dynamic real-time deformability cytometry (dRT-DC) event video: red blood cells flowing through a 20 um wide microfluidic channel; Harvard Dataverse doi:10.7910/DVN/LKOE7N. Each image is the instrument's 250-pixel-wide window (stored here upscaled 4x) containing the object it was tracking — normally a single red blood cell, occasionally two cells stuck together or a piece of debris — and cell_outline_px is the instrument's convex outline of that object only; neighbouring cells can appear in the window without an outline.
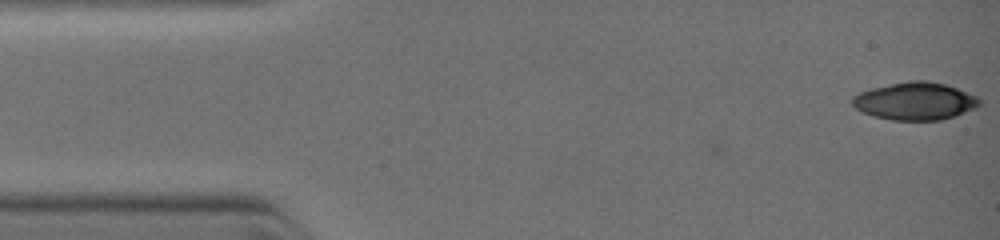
{"species": "common noctule bat (a hibernating species)", "species_latin": "Nyctalus noctula", "temperature_condition": "warm", "stored_images_in_passage": 13, "camera_frame_rate_fps": 3000, "um_per_image_px": 0.085, "animal": {"sex": "female", "body_mass_g": 19.0, "forearm_length_mm": 51.5}, "frame": {"image": 1, "passage_image": 1, "time_ms": 0.0, "image_size_px": [1000, 240], "cell_outline_px": [[980, 104], [976, 108], [956, 116], [940, 120], [892, 120], [872, 116], [856, 108], [852, 104], [852, 96], [860, 92], [872, 88], [908, 80], [928, 80], [944, 84], [956, 88], [976, 96], [980, 100]], "centroid_in_image_um": [77.78, 8.6], "position_along_channel_um": 7.2, "area_um2": 27.86}}
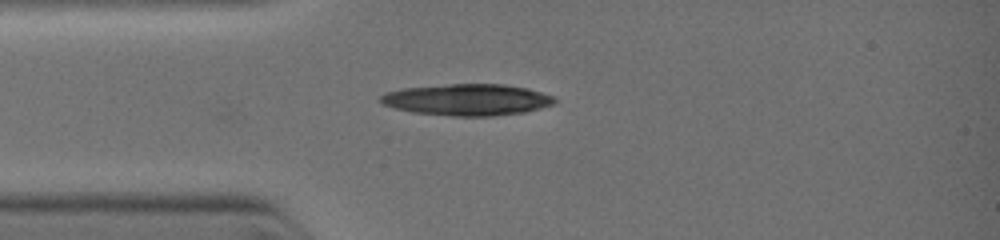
{"frame": {"image": 2, "passage_image": 7, "time_ms": 2.667, "image_size_px": [1000, 240], "cell_outline_px": [[556, 104], [524, 112], [492, 116], [452, 116], [412, 112], [380, 104], [376, 100], [380, 96], [388, 92], [404, 88], [452, 84], [504, 84], [528, 88], [556, 96]], "centroid_in_image_um": [39.74, 8.48], "position_along_channel_um": 45.3, "area_um2": 32.14}}
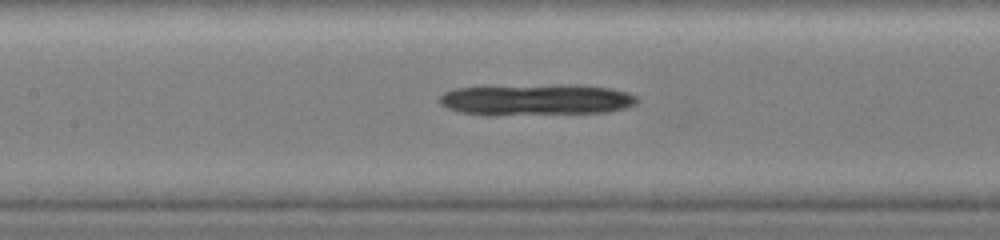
{"frame": {"image": 3, "passage_image": 12, "time_ms": 5.0, "image_size_px": [1000, 240], "cell_outline_px": [[640, 100], [636, 104], [624, 108], [604, 112], [496, 116], [488, 116], [460, 112], [448, 108], [440, 104], [440, 96], [444, 92], [456, 88], [608, 88], [628, 92], [636, 96]], "centroid_in_image_um": [45.53, 8.57], "position_along_channel_um": 161.9, "area_um2": 33.99}}